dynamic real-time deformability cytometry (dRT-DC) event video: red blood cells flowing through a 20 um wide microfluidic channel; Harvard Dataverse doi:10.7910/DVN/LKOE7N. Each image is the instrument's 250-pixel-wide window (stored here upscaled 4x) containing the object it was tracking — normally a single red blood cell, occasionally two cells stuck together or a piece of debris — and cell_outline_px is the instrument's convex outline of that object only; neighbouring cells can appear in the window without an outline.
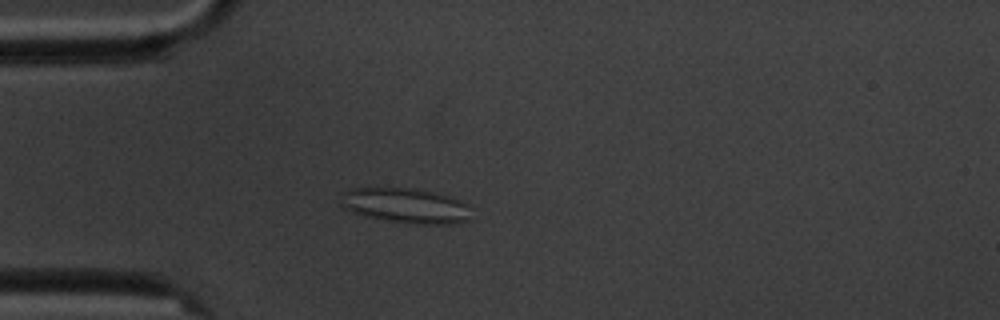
{"species": "common noctule bat (a hibernating species)", "species_latin": "Nyctalus noctula", "temperature_condition": "cold", "stored_images_in_passage": 10, "camera_frame_rate_fps": 3000, "um_per_image_px": 0.085, "animal": {"sex": "male", "body_mass_g": 20.1, "forearm_length_mm": 53.5}, "frame": {"image": 1, "passage_image": 5, "time_ms": 4.667, "image_size_px": [1000, 320], "cell_outline_px": [[472, 220], [452, 224], [416, 224], [364, 216], [352, 212], [344, 208], [340, 204], [340, 192], [352, 188], [376, 184], [416, 188], [448, 196], [468, 204]], "centroid_in_image_um": [34.4, 17.42], "position_along_channel_um": 50.6, "area_um2": 27.74}}
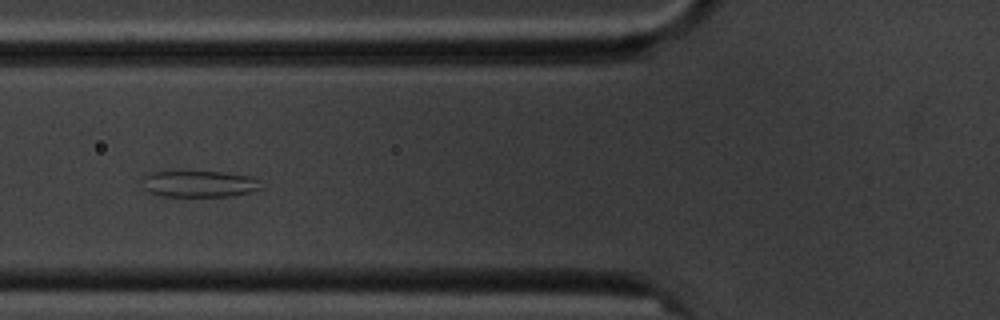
{"frame": {"image": 2, "passage_image": 7, "time_ms": 6.667, "image_size_px": [1000, 320], "cell_outline_px": [[260, 188], [248, 192], [228, 196], [160, 196], [148, 192], [144, 188], [144, 172], [184, 168], [224, 172], [248, 176], [256, 180]], "centroid_in_image_um": [16.76, 15.56], "position_along_channel_um": 109.0, "area_um2": 19.07}}
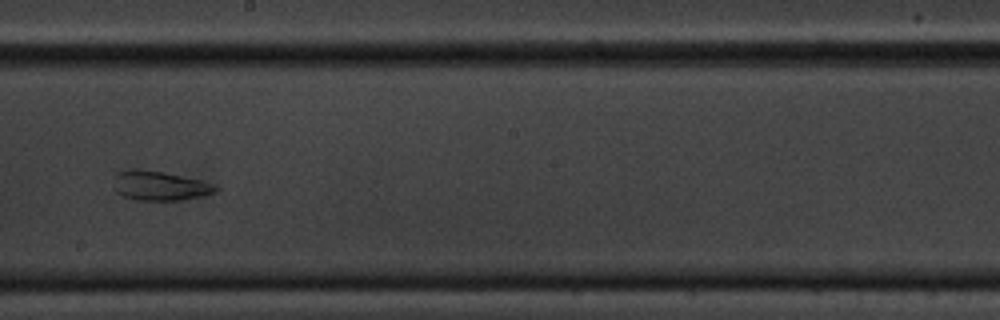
{"frame": {"image": 3, "passage_image": 10, "time_ms": 10.333, "image_size_px": [1000, 320], "cell_outline_px": [[220, 188], [216, 192], [184, 200], [136, 200], [124, 196], [116, 192], [116, 172], [132, 168], [140, 168], [164, 172], [204, 180], [220, 184]], "centroid_in_image_um": [13.67, 15.77], "position_along_channel_um": 234.5, "area_um2": 17.8}}